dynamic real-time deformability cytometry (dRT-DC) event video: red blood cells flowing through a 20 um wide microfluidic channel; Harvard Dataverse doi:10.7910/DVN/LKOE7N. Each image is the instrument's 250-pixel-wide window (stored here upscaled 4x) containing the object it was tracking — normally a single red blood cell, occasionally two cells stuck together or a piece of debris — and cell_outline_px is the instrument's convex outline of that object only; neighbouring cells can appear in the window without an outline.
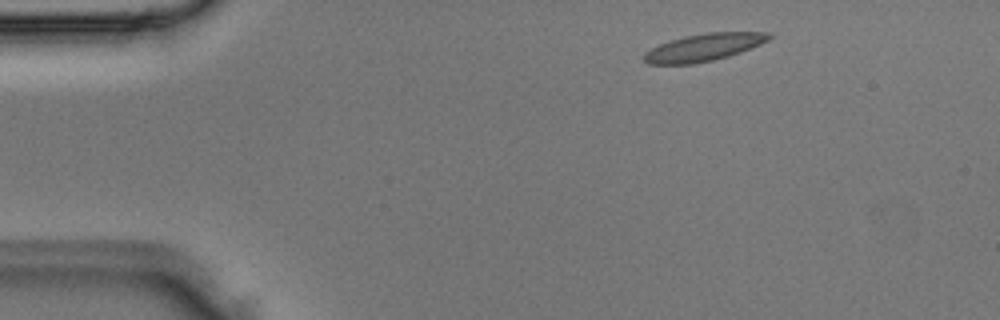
{"species": "Egyptian fruit bat (a non-hibernating species)", "species_latin": "Rousettus aegyptiacus", "temperature_condition": "room temperature", "stored_images_in_passage": 3, "camera_frame_rate_fps": 3000, "um_per_image_px": 0.085, "animal": {"sex": "male"}, "frame": {"image": 1, "passage_image": 1, "time_ms": 0.0, "image_size_px": [1000, 320], "cell_outline_px": [[772, 36], [768, 40], [752, 48], [728, 56], [712, 60], [692, 64], [648, 64], [644, 60], [644, 52], [660, 44], [684, 36], [708, 32], [768, 32]], "centroid_in_image_um": [59.83, 4.02], "position_along_channel_um": 25.2, "area_um2": 19.77}}